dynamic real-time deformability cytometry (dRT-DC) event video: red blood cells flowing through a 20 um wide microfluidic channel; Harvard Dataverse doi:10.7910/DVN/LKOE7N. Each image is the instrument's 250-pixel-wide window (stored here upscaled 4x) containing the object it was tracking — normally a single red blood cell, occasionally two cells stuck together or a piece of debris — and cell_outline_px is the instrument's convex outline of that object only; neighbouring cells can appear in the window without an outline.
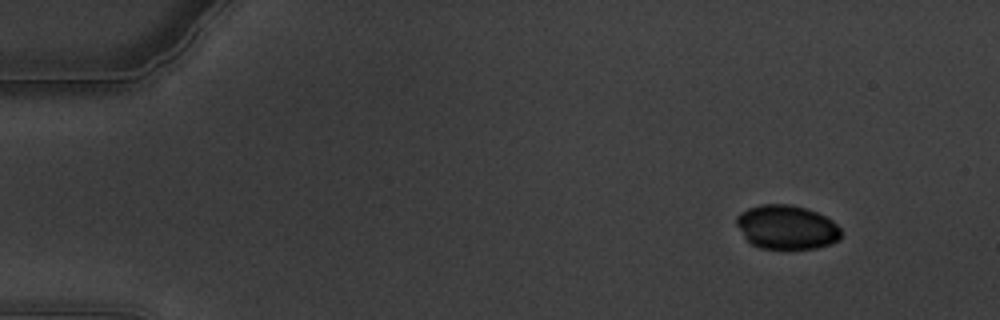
{"species": "common noctule bat (a hibernating species)", "species_latin": "Nyctalus noctula", "temperature_condition": "warm", "stored_images_in_passage": 62, "camera_frame_rate_fps": 3000, "um_per_image_px": 0.085, "animal": {"sex": "male", "body_mass_g": 19.5, "forearm_length_mm": 54.6}, "frame": {"image": 1, "passage_image": 7, "time_ms": 2.0, "image_size_px": [1000, 320], "cell_outline_px": [[840, 240], [832, 244], [816, 248], [760, 248], [752, 244], [744, 236], [736, 224], [736, 216], [740, 212], [748, 208], [760, 204], [788, 204], [804, 208], [816, 212], [832, 220], [840, 228]], "centroid_in_image_um": [66.86, 19.31], "position_along_channel_um": 18.1, "area_um2": 26.76}}
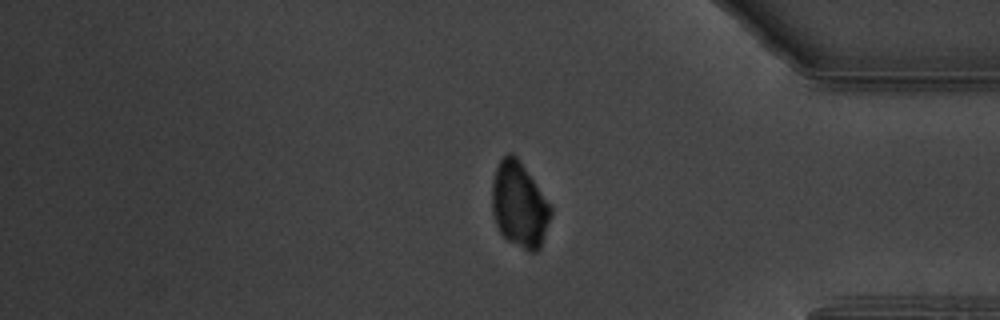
{"frame": {"image": 2, "passage_image": 52, "time_ms": 17.0, "image_size_px": [1000, 320], "cell_outline_px": [[552, 212], [540, 248], [536, 252], [528, 252], [508, 240], [500, 232], [496, 224], [492, 212], [492, 180], [496, 168], [500, 160], [508, 152], [512, 152], [516, 156], [552, 208]], "centroid_in_image_um": [44.12, 17.43], "position_along_channel_um": 391.1, "area_um2": 28.84}}
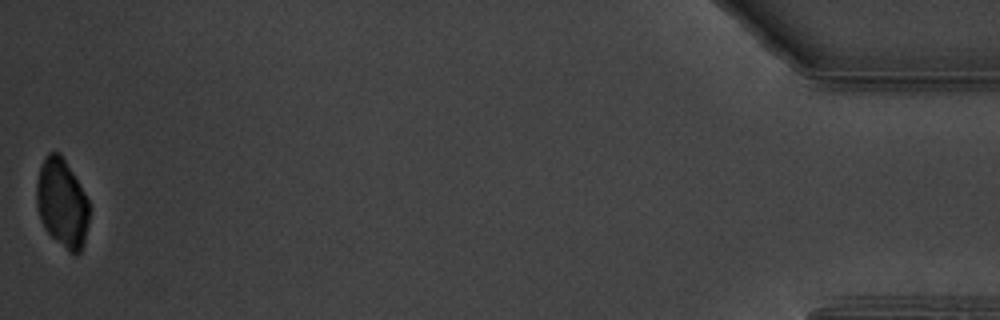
{"frame": {"image": 3, "passage_image": 62, "time_ms": 20.333, "image_size_px": [1000, 320], "cell_outline_px": [[88, 224], [84, 244], [80, 252], [76, 256], [68, 252], [44, 228], [40, 220], [36, 208], [36, 184], [40, 164], [44, 156], [48, 152], [60, 152], [84, 192], [88, 200]], "centroid_in_image_um": [5.25, 17.27], "position_along_channel_um": 430.0, "area_um2": 27.46}}